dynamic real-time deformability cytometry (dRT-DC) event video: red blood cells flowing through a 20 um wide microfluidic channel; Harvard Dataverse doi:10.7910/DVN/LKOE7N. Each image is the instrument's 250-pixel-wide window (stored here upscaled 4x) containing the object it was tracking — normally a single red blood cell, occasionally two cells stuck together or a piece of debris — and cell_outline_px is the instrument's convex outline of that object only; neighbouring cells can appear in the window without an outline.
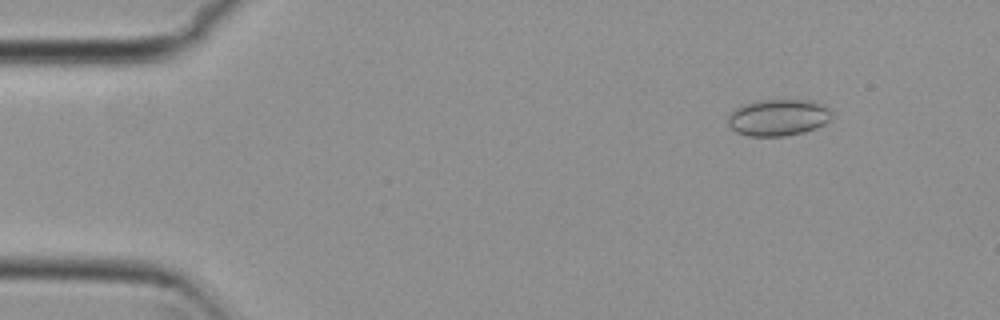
{"species": "common noctule bat (a hibernating species)", "species_latin": "Nyctalus noctula", "temperature_condition": "cold", "stored_images_in_passage": 52, "camera_frame_rate_fps": 3000, "um_per_image_px": 0.085, "animal": {"sex": "female", "body_mass_g": 29.2, "forearm_length_mm": 56.3}, "frame": {"image": 1, "passage_image": 3, "time_ms": 0.667, "image_size_px": [1000, 320], "cell_outline_px": [[832, 112], [828, 120], [824, 124], [816, 128], [804, 132], [784, 136], [748, 136], [736, 132], [728, 124], [728, 112], [744, 104], [760, 100], [812, 100], [828, 108]], "centroid_in_image_um": [66.12, 9.99], "position_along_channel_um": 18.9, "area_um2": 22.14}}
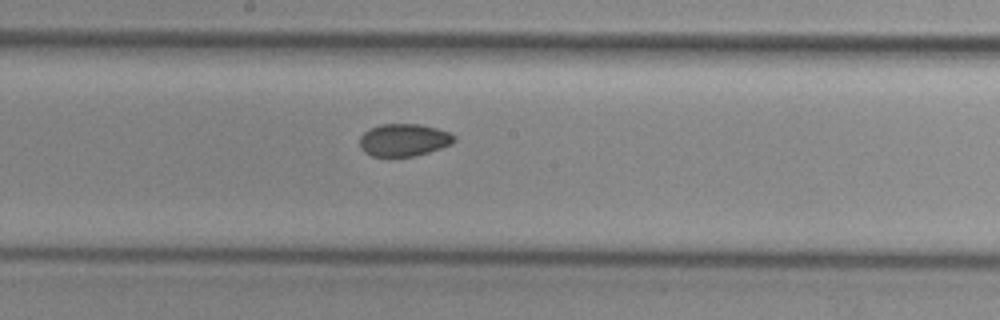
{"frame": {"image": 2, "passage_image": 26, "time_ms": 8.333, "image_size_px": [1000, 320], "cell_outline_px": [[456, 140], [452, 144], [416, 156], [372, 156], [364, 152], [360, 148], [360, 136], [364, 132], [380, 124], [420, 124], [436, 128], [448, 132], [456, 136]], "centroid_in_image_um": [34.33, 11.9], "position_along_channel_um": 213.9, "area_um2": 17.86}}
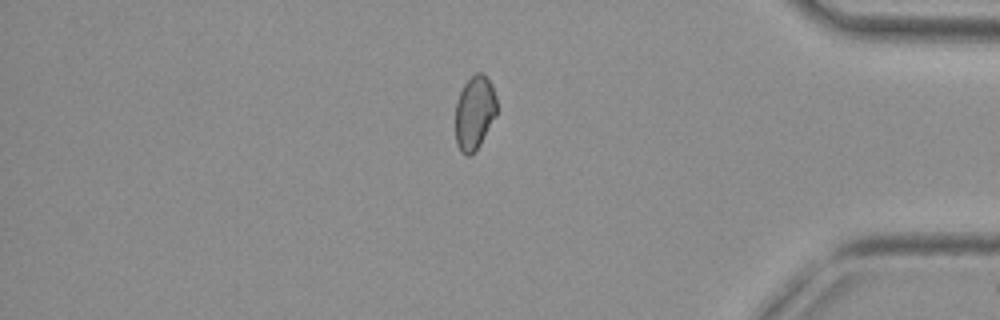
{"frame": {"image": 3, "passage_image": 43, "time_ms": 14.0, "image_size_px": [1000, 320], "cell_outline_px": [[496, 116], [480, 144], [468, 156], [460, 152], [456, 144], [456, 100], [464, 84], [476, 72], [484, 72], [492, 84], [496, 96]], "centroid_in_image_um": [40.34, 9.55], "position_along_channel_um": 394.9, "area_um2": 17.86}, "authors_computed_cell_mechanics": {"area_um2": 18.6116, "velocity_mm_per_s": 3.7462, "shape_relaxation_time_tau1_ms": null, "shape_relaxation_time_tau2_ms": 6.1662, "deformation_change_tau1": null, "deformation_change_tau2": 0.0797}}